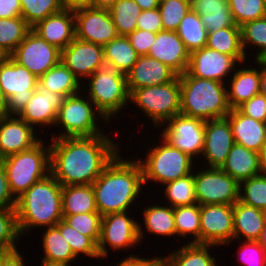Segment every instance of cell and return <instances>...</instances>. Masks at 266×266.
I'll list each match as a JSON object with an SVG mask.
<instances>
[{
  "label": "cell",
  "instance_id": "25",
  "mask_svg": "<svg viewBox=\"0 0 266 266\" xmlns=\"http://www.w3.org/2000/svg\"><path fill=\"white\" fill-rule=\"evenodd\" d=\"M226 118L232 128L234 142L259 153L266 141V123L242 114L237 108L231 109Z\"/></svg>",
  "mask_w": 266,
  "mask_h": 266
},
{
  "label": "cell",
  "instance_id": "32",
  "mask_svg": "<svg viewBox=\"0 0 266 266\" xmlns=\"http://www.w3.org/2000/svg\"><path fill=\"white\" fill-rule=\"evenodd\" d=\"M62 214L98 212L92 185L62 186Z\"/></svg>",
  "mask_w": 266,
  "mask_h": 266
},
{
  "label": "cell",
  "instance_id": "39",
  "mask_svg": "<svg viewBox=\"0 0 266 266\" xmlns=\"http://www.w3.org/2000/svg\"><path fill=\"white\" fill-rule=\"evenodd\" d=\"M109 11L118 36H128L136 30L142 9L134 0H118Z\"/></svg>",
  "mask_w": 266,
  "mask_h": 266
},
{
  "label": "cell",
  "instance_id": "48",
  "mask_svg": "<svg viewBox=\"0 0 266 266\" xmlns=\"http://www.w3.org/2000/svg\"><path fill=\"white\" fill-rule=\"evenodd\" d=\"M21 237L16 208L0 210V249L17 251Z\"/></svg>",
  "mask_w": 266,
  "mask_h": 266
},
{
  "label": "cell",
  "instance_id": "42",
  "mask_svg": "<svg viewBox=\"0 0 266 266\" xmlns=\"http://www.w3.org/2000/svg\"><path fill=\"white\" fill-rule=\"evenodd\" d=\"M31 30L23 17L0 18V45L10 55Z\"/></svg>",
  "mask_w": 266,
  "mask_h": 266
},
{
  "label": "cell",
  "instance_id": "66",
  "mask_svg": "<svg viewBox=\"0 0 266 266\" xmlns=\"http://www.w3.org/2000/svg\"><path fill=\"white\" fill-rule=\"evenodd\" d=\"M41 266H70V265L62 262H52L42 259Z\"/></svg>",
  "mask_w": 266,
  "mask_h": 266
},
{
  "label": "cell",
  "instance_id": "61",
  "mask_svg": "<svg viewBox=\"0 0 266 266\" xmlns=\"http://www.w3.org/2000/svg\"><path fill=\"white\" fill-rule=\"evenodd\" d=\"M143 10H153L158 8L159 0H134Z\"/></svg>",
  "mask_w": 266,
  "mask_h": 266
},
{
  "label": "cell",
  "instance_id": "26",
  "mask_svg": "<svg viewBox=\"0 0 266 266\" xmlns=\"http://www.w3.org/2000/svg\"><path fill=\"white\" fill-rule=\"evenodd\" d=\"M238 68L236 67L234 74L229 77L230 84L226 85V88L229 89H227V98L231 109H236L260 93V70L258 67L239 66Z\"/></svg>",
  "mask_w": 266,
  "mask_h": 266
},
{
  "label": "cell",
  "instance_id": "41",
  "mask_svg": "<svg viewBox=\"0 0 266 266\" xmlns=\"http://www.w3.org/2000/svg\"><path fill=\"white\" fill-rule=\"evenodd\" d=\"M241 28L242 47L245 55L248 54V47L260 50L255 54V60L266 59V16L244 23ZM251 46V47H250Z\"/></svg>",
  "mask_w": 266,
  "mask_h": 266
},
{
  "label": "cell",
  "instance_id": "51",
  "mask_svg": "<svg viewBox=\"0 0 266 266\" xmlns=\"http://www.w3.org/2000/svg\"><path fill=\"white\" fill-rule=\"evenodd\" d=\"M237 109L242 114L266 123V97L260 93L242 103Z\"/></svg>",
  "mask_w": 266,
  "mask_h": 266
},
{
  "label": "cell",
  "instance_id": "56",
  "mask_svg": "<svg viewBox=\"0 0 266 266\" xmlns=\"http://www.w3.org/2000/svg\"><path fill=\"white\" fill-rule=\"evenodd\" d=\"M153 258H145L140 257L139 255L133 256V266H167L165 256L154 257Z\"/></svg>",
  "mask_w": 266,
  "mask_h": 266
},
{
  "label": "cell",
  "instance_id": "38",
  "mask_svg": "<svg viewBox=\"0 0 266 266\" xmlns=\"http://www.w3.org/2000/svg\"><path fill=\"white\" fill-rule=\"evenodd\" d=\"M163 196L172 208L189 206L197 203L193 172L183 178L164 184Z\"/></svg>",
  "mask_w": 266,
  "mask_h": 266
},
{
  "label": "cell",
  "instance_id": "6",
  "mask_svg": "<svg viewBox=\"0 0 266 266\" xmlns=\"http://www.w3.org/2000/svg\"><path fill=\"white\" fill-rule=\"evenodd\" d=\"M0 162L5 168L10 191L17 199L50 174V143L41 139L31 148L5 157Z\"/></svg>",
  "mask_w": 266,
  "mask_h": 266
},
{
  "label": "cell",
  "instance_id": "16",
  "mask_svg": "<svg viewBox=\"0 0 266 266\" xmlns=\"http://www.w3.org/2000/svg\"><path fill=\"white\" fill-rule=\"evenodd\" d=\"M75 37L104 46L118 36L108 9L86 7L74 10Z\"/></svg>",
  "mask_w": 266,
  "mask_h": 266
},
{
  "label": "cell",
  "instance_id": "11",
  "mask_svg": "<svg viewBox=\"0 0 266 266\" xmlns=\"http://www.w3.org/2000/svg\"><path fill=\"white\" fill-rule=\"evenodd\" d=\"M200 169L193 171L195 196L199 205H233L239 200V183L235 179L221 168Z\"/></svg>",
  "mask_w": 266,
  "mask_h": 266
},
{
  "label": "cell",
  "instance_id": "57",
  "mask_svg": "<svg viewBox=\"0 0 266 266\" xmlns=\"http://www.w3.org/2000/svg\"><path fill=\"white\" fill-rule=\"evenodd\" d=\"M63 9L77 10L80 8L91 7V0H59Z\"/></svg>",
  "mask_w": 266,
  "mask_h": 266
},
{
  "label": "cell",
  "instance_id": "44",
  "mask_svg": "<svg viewBox=\"0 0 266 266\" xmlns=\"http://www.w3.org/2000/svg\"><path fill=\"white\" fill-rule=\"evenodd\" d=\"M56 226L77 257H79V255H86L89 258H100L97 245L88 236L76 231L63 219L60 220Z\"/></svg>",
  "mask_w": 266,
  "mask_h": 266
},
{
  "label": "cell",
  "instance_id": "49",
  "mask_svg": "<svg viewBox=\"0 0 266 266\" xmlns=\"http://www.w3.org/2000/svg\"><path fill=\"white\" fill-rule=\"evenodd\" d=\"M190 9V0L160 2L158 10L160 12L163 30L177 31L181 20Z\"/></svg>",
  "mask_w": 266,
  "mask_h": 266
},
{
  "label": "cell",
  "instance_id": "29",
  "mask_svg": "<svg viewBox=\"0 0 266 266\" xmlns=\"http://www.w3.org/2000/svg\"><path fill=\"white\" fill-rule=\"evenodd\" d=\"M190 6L192 11L200 15L207 32L240 27L233 19L228 0H190Z\"/></svg>",
  "mask_w": 266,
  "mask_h": 266
},
{
  "label": "cell",
  "instance_id": "34",
  "mask_svg": "<svg viewBox=\"0 0 266 266\" xmlns=\"http://www.w3.org/2000/svg\"><path fill=\"white\" fill-rule=\"evenodd\" d=\"M143 208V219L142 222L145 225L144 229L148 232V234H155L159 236H176V227H175V219H174V208L171 206L161 205H152Z\"/></svg>",
  "mask_w": 266,
  "mask_h": 266
},
{
  "label": "cell",
  "instance_id": "2",
  "mask_svg": "<svg viewBox=\"0 0 266 266\" xmlns=\"http://www.w3.org/2000/svg\"><path fill=\"white\" fill-rule=\"evenodd\" d=\"M119 152L91 184L98 212L104 216L129 212L136 206L144 187L143 172L137 159L122 157ZM134 204V205H133Z\"/></svg>",
  "mask_w": 266,
  "mask_h": 266
},
{
  "label": "cell",
  "instance_id": "10",
  "mask_svg": "<svg viewBox=\"0 0 266 266\" xmlns=\"http://www.w3.org/2000/svg\"><path fill=\"white\" fill-rule=\"evenodd\" d=\"M127 213L129 212H116L102 216L101 234L97 244L101 259L109 255L107 245L113 251L120 249L125 251L128 248H135L144 241L146 235L142 228L143 224L140 225L137 219Z\"/></svg>",
  "mask_w": 266,
  "mask_h": 266
},
{
  "label": "cell",
  "instance_id": "27",
  "mask_svg": "<svg viewBox=\"0 0 266 266\" xmlns=\"http://www.w3.org/2000/svg\"><path fill=\"white\" fill-rule=\"evenodd\" d=\"M266 222L264 210L239 200L233 204V240L258 241Z\"/></svg>",
  "mask_w": 266,
  "mask_h": 266
},
{
  "label": "cell",
  "instance_id": "69",
  "mask_svg": "<svg viewBox=\"0 0 266 266\" xmlns=\"http://www.w3.org/2000/svg\"><path fill=\"white\" fill-rule=\"evenodd\" d=\"M166 1H169V0H159V2H166Z\"/></svg>",
  "mask_w": 266,
  "mask_h": 266
},
{
  "label": "cell",
  "instance_id": "7",
  "mask_svg": "<svg viewBox=\"0 0 266 266\" xmlns=\"http://www.w3.org/2000/svg\"><path fill=\"white\" fill-rule=\"evenodd\" d=\"M159 138L160 144L148 148L146 158L137 159L142 168L144 184L150 181L163 186L191 174L196 166L193 164L195 160L188 154L174 147L161 134Z\"/></svg>",
  "mask_w": 266,
  "mask_h": 266
},
{
  "label": "cell",
  "instance_id": "47",
  "mask_svg": "<svg viewBox=\"0 0 266 266\" xmlns=\"http://www.w3.org/2000/svg\"><path fill=\"white\" fill-rule=\"evenodd\" d=\"M228 5L237 26L266 16L263 0H228Z\"/></svg>",
  "mask_w": 266,
  "mask_h": 266
},
{
  "label": "cell",
  "instance_id": "46",
  "mask_svg": "<svg viewBox=\"0 0 266 266\" xmlns=\"http://www.w3.org/2000/svg\"><path fill=\"white\" fill-rule=\"evenodd\" d=\"M63 220L79 233L88 236L96 245L101 234L102 215L99 212L63 215Z\"/></svg>",
  "mask_w": 266,
  "mask_h": 266
},
{
  "label": "cell",
  "instance_id": "20",
  "mask_svg": "<svg viewBox=\"0 0 266 266\" xmlns=\"http://www.w3.org/2000/svg\"><path fill=\"white\" fill-rule=\"evenodd\" d=\"M37 130L17 115L0 119V160L27 150L37 144L41 138Z\"/></svg>",
  "mask_w": 266,
  "mask_h": 266
},
{
  "label": "cell",
  "instance_id": "54",
  "mask_svg": "<svg viewBox=\"0 0 266 266\" xmlns=\"http://www.w3.org/2000/svg\"><path fill=\"white\" fill-rule=\"evenodd\" d=\"M17 199L10 191L4 166L0 162V210L16 208Z\"/></svg>",
  "mask_w": 266,
  "mask_h": 266
},
{
  "label": "cell",
  "instance_id": "67",
  "mask_svg": "<svg viewBox=\"0 0 266 266\" xmlns=\"http://www.w3.org/2000/svg\"><path fill=\"white\" fill-rule=\"evenodd\" d=\"M258 242L266 249V222H265V225L263 227V230H262V233L260 235Z\"/></svg>",
  "mask_w": 266,
  "mask_h": 266
},
{
  "label": "cell",
  "instance_id": "60",
  "mask_svg": "<svg viewBox=\"0 0 266 266\" xmlns=\"http://www.w3.org/2000/svg\"><path fill=\"white\" fill-rule=\"evenodd\" d=\"M118 0H91V7L97 9H110Z\"/></svg>",
  "mask_w": 266,
  "mask_h": 266
},
{
  "label": "cell",
  "instance_id": "45",
  "mask_svg": "<svg viewBox=\"0 0 266 266\" xmlns=\"http://www.w3.org/2000/svg\"><path fill=\"white\" fill-rule=\"evenodd\" d=\"M21 16L32 28L49 15L60 12L63 7L59 0H20Z\"/></svg>",
  "mask_w": 266,
  "mask_h": 266
},
{
  "label": "cell",
  "instance_id": "14",
  "mask_svg": "<svg viewBox=\"0 0 266 266\" xmlns=\"http://www.w3.org/2000/svg\"><path fill=\"white\" fill-rule=\"evenodd\" d=\"M204 127V120L178 114L162 126L161 135L197 163L204 146Z\"/></svg>",
  "mask_w": 266,
  "mask_h": 266
},
{
  "label": "cell",
  "instance_id": "18",
  "mask_svg": "<svg viewBox=\"0 0 266 266\" xmlns=\"http://www.w3.org/2000/svg\"><path fill=\"white\" fill-rule=\"evenodd\" d=\"M235 144L229 120L225 118L205 121L203 164L220 168Z\"/></svg>",
  "mask_w": 266,
  "mask_h": 266
},
{
  "label": "cell",
  "instance_id": "50",
  "mask_svg": "<svg viewBox=\"0 0 266 266\" xmlns=\"http://www.w3.org/2000/svg\"><path fill=\"white\" fill-rule=\"evenodd\" d=\"M237 252L244 266H266V249L258 241H242Z\"/></svg>",
  "mask_w": 266,
  "mask_h": 266
},
{
  "label": "cell",
  "instance_id": "30",
  "mask_svg": "<svg viewBox=\"0 0 266 266\" xmlns=\"http://www.w3.org/2000/svg\"><path fill=\"white\" fill-rule=\"evenodd\" d=\"M80 80L66 67L62 61L49 69L44 75L38 78V86L55 94L68 97L83 92ZM82 87V88H81ZM82 89V90H80Z\"/></svg>",
  "mask_w": 266,
  "mask_h": 266
},
{
  "label": "cell",
  "instance_id": "62",
  "mask_svg": "<svg viewBox=\"0 0 266 266\" xmlns=\"http://www.w3.org/2000/svg\"><path fill=\"white\" fill-rule=\"evenodd\" d=\"M9 116L8 99L0 88V119Z\"/></svg>",
  "mask_w": 266,
  "mask_h": 266
},
{
  "label": "cell",
  "instance_id": "68",
  "mask_svg": "<svg viewBox=\"0 0 266 266\" xmlns=\"http://www.w3.org/2000/svg\"><path fill=\"white\" fill-rule=\"evenodd\" d=\"M10 55L7 53V51L0 45V63L3 61H6Z\"/></svg>",
  "mask_w": 266,
  "mask_h": 266
},
{
  "label": "cell",
  "instance_id": "23",
  "mask_svg": "<svg viewBox=\"0 0 266 266\" xmlns=\"http://www.w3.org/2000/svg\"><path fill=\"white\" fill-rule=\"evenodd\" d=\"M178 74L159 60L139 56L131 71L127 74L129 94L140 87L163 85L173 81Z\"/></svg>",
  "mask_w": 266,
  "mask_h": 266
},
{
  "label": "cell",
  "instance_id": "64",
  "mask_svg": "<svg viewBox=\"0 0 266 266\" xmlns=\"http://www.w3.org/2000/svg\"><path fill=\"white\" fill-rule=\"evenodd\" d=\"M133 256L135 255L130 254V256H125L124 259L120 260L115 266H133Z\"/></svg>",
  "mask_w": 266,
  "mask_h": 266
},
{
  "label": "cell",
  "instance_id": "55",
  "mask_svg": "<svg viewBox=\"0 0 266 266\" xmlns=\"http://www.w3.org/2000/svg\"><path fill=\"white\" fill-rule=\"evenodd\" d=\"M20 0H0V18H14L21 16Z\"/></svg>",
  "mask_w": 266,
  "mask_h": 266
},
{
  "label": "cell",
  "instance_id": "13",
  "mask_svg": "<svg viewBox=\"0 0 266 266\" xmlns=\"http://www.w3.org/2000/svg\"><path fill=\"white\" fill-rule=\"evenodd\" d=\"M10 57L39 78L61 61V50L31 30Z\"/></svg>",
  "mask_w": 266,
  "mask_h": 266
},
{
  "label": "cell",
  "instance_id": "59",
  "mask_svg": "<svg viewBox=\"0 0 266 266\" xmlns=\"http://www.w3.org/2000/svg\"><path fill=\"white\" fill-rule=\"evenodd\" d=\"M18 250L14 251L3 263V266H26L24 256Z\"/></svg>",
  "mask_w": 266,
  "mask_h": 266
},
{
  "label": "cell",
  "instance_id": "15",
  "mask_svg": "<svg viewBox=\"0 0 266 266\" xmlns=\"http://www.w3.org/2000/svg\"><path fill=\"white\" fill-rule=\"evenodd\" d=\"M233 205H200V243L227 246L233 241Z\"/></svg>",
  "mask_w": 266,
  "mask_h": 266
},
{
  "label": "cell",
  "instance_id": "43",
  "mask_svg": "<svg viewBox=\"0 0 266 266\" xmlns=\"http://www.w3.org/2000/svg\"><path fill=\"white\" fill-rule=\"evenodd\" d=\"M239 201L266 210V174H259L239 183Z\"/></svg>",
  "mask_w": 266,
  "mask_h": 266
},
{
  "label": "cell",
  "instance_id": "28",
  "mask_svg": "<svg viewBox=\"0 0 266 266\" xmlns=\"http://www.w3.org/2000/svg\"><path fill=\"white\" fill-rule=\"evenodd\" d=\"M220 168L238 183L262 173L259 153L236 143Z\"/></svg>",
  "mask_w": 266,
  "mask_h": 266
},
{
  "label": "cell",
  "instance_id": "17",
  "mask_svg": "<svg viewBox=\"0 0 266 266\" xmlns=\"http://www.w3.org/2000/svg\"><path fill=\"white\" fill-rule=\"evenodd\" d=\"M239 63L233 56L218 52L217 50L203 47L190 52L187 73L190 76L225 82L233 74ZM237 65V66H236ZM232 72V73H231ZM226 77V78H225Z\"/></svg>",
  "mask_w": 266,
  "mask_h": 266
},
{
  "label": "cell",
  "instance_id": "19",
  "mask_svg": "<svg viewBox=\"0 0 266 266\" xmlns=\"http://www.w3.org/2000/svg\"><path fill=\"white\" fill-rule=\"evenodd\" d=\"M104 59L103 46L78 38L61 50V61L82 82L97 71ZM84 78V79H83Z\"/></svg>",
  "mask_w": 266,
  "mask_h": 266
},
{
  "label": "cell",
  "instance_id": "58",
  "mask_svg": "<svg viewBox=\"0 0 266 266\" xmlns=\"http://www.w3.org/2000/svg\"><path fill=\"white\" fill-rule=\"evenodd\" d=\"M254 62L260 70V94L266 97V59H258Z\"/></svg>",
  "mask_w": 266,
  "mask_h": 266
},
{
  "label": "cell",
  "instance_id": "22",
  "mask_svg": "<svg viewBox=\"0 0 266 266\" xmlns=\"http://www.w3.org/2000/svg\"><path fill=\"white\" fill-rule=\"evenodd\" d=\"M147 56L159 60L181 75L187 71L190 52L176 31L161 30Z\"/></svg>",
  "mask_w": 266,
  "mask_h": 266
},
{
  "label": "cell",
  "instance_id": "63",
  "mask_svg": "<svg viewBox=\"0 0 266 266\" xmlns=\"http://www.w3.org/2000/svg\"><path fill=\"white\" fill-rule=\"evenodd\" d=\"M260 166L263 174H266V141L259 152Z\"/></svg>",
  "mask_w": 266,
  "mask_h": 266
},
{
  "label": "cell",
  "instance_id": "24",
  "mask_svg": "<svg viewBox=\"0 0 266 266\" xmlns=\"http://www.w3.org/2000/svg\"><path fill=\"white\" fill-rule=\"evenodd\" d=\"M40 38L58 47L66 48L75 38V16L73 10L62 9L49 15L32 27Z\"/></svg>",
  "mask_w": 266,
  "mask_h": 266
},
{
  "label": "cell",
  "instance_id": "33",
  "mask_svg": "<svg viewBox=\"0 0 266 266\" xmlns=\"http://www.w3.org/2000/svg\"><path fill=\"white\" fill-rule=\"evenodd\" d=\"M206 47L233 56L240 64L247 62L242 47L240 27H226L208 32Z\"/></svg>",
  "mask_w": 266,
  "mask_h": 266
},
{
  "label": "cell",
  "instance_id": "21",
  "mask_svg": "<svg viewBox=\"0 0 266 266\" xmlns=\"http://www.w3.org/2000/svg\"><path fill=\"white\" fill-rule=\"evenodd\" d=\"M63 95L55 94L37 86L30 100L17 115L33 128L55 126L58 111L64 100Z\"/></svg>",
  "mask_w": 266,
  "mask_h": 266
},
{
  "label": "cell",
  "instance_id": "65",
  "mask_svg": "<svg viewBox=\"0 0 266 266\" xmlns=\"http://www.w3.org/2000/svg\"><path fill=\"white\" fill-rule=\"evenodd\" d=\"M13 250L0 249V266H3L4 261L13 253Z\"/></svg>",
  "mask_w": 266,
  "mask_h": 266
},
{
  "label": "cell",
  "instance_id": "53",
  "mask_svg": "<svg viewBox=\"0 0 266 266\" xmlns=\"http://www.w3.org/2000/svg\"><path fill=\"white\" fill-rule=\"evenodd\" d=\"M136 29L146 30L152 33H158L163 30L158 8L143 10L138 17Z\"/></svg>",
  "mask_w": 266,
  "mask_h": 266
},
{
  "label": "cell",
  "instance_id": "4",
  "mask_svg": "<svg viewBox=\"0 0 266 266\" xmlns=\"http://www.w3.org/2000/svg\"><path fill=\"white\" fill-rule=\"evenodd\" d=\"M180 76V114L204 121L225 118L231 111L225 83Z\"/></svg>",
  "mask_w": 266,
  "mask_h": 266
},
{
  "label": "cell",
  "instance_id": "1",
  "mask_svg": "<svg viewBox=\"0 0 266 266\" xmlns=\"http://www.w3.org/2000/svg\"><path fill=\"white\" fill-rule=\"evenodd\" d=\"M50 174L62 185H91L120 152L109 134L50 138Z\"/></svg>",
  "mask_w": 266,
  "mask_h": 266
},
{
  "label": "cell",
  "instance_id": "35",
  "mask_svg": "<svg viewBox=\"0 0 266 266\" xmlns=\"http://www.w3.org/2000/svg\"><path fill=\"white\" fill-rule=\"evenodd\" d=\"M42 248L43 260L52 262H62L65 264L72 265L74 260H78V257L73 253L71 246L63 238L59 228L55 226L47 227L44 229Z\"/></svg>",
  "mask_w": 266,
  "mask_h": 266
},
{
  "label": "cell",
  "instance_id": "8",
  "mask_svg": "<svg viewBox=\"0 0 266 266\" xmlns=\"http://www.w3.org/2000/svg\"><path fill=\"white\" fill-rule=\"evenodd\" d=\"M82 94H84L83 97ZM85 94V92H79L64 98L55 123V126L59 125V129L64 127V130L52 135L51 138L90 137L105 134V131H102L99 126H101L100 123L102 122L104 126L108 125L109 122L95 108L87 95L84 97Z\"/></svg>",
  "mask_w": 266,
  "mask_h": 266
},
{
  "label": "cell",
  "instance_id": "37",
  "mask_svg": "<svg viewBox=\"0 0 266 266\" xmlns=\"http://www.w3.org/2000/svg\"><path fill=\"white\" fill-rule=\"evenodd\" d=\"M103 48L104 58L120 68L125 75L131 71L139 57L127 36H117Z\"/></svg>",
  "mask_w": 266,
  "mask_h": 266
},
{
  "label": "cell",
  "instance_id": "40",
  "mask_svg": "<svg viewBox=\"0 0 266 266\" xmlns=\"http://www.w3.org/2000/svg\"><path fill=\"white\" fill-rule=\"evenodd\" d=\"M174 219L176 236L185 238L192 235L190 243H200V205L198 203L175 207Z\"/></svg>",
  "mask_w": 266,
  "mask_h": 266
},
{
  "label": "cell",
  "instance_id": "5",
  "mask_svg": "<svg viewBox=\"0 0 266 266\" xmlns=\"http://www.w3.org/2000/svg\"><path fill=\"white\" fill-rule=\"evenodd\" d=\"M86 80H89L85 90L87 97L109 123L129 105L127 75L110 60L104 58L97 71Z\"/></svg>",
  "mask_w": 266,
  "mask_h": 266
},
{
  "label": "cell",
  "instance_id": "9",
  "mask_svg": "<svg viewBox=\"0 0 266 266\" xmlns=\"http://www.w3.org/2000/svg\"><path fill=\"white\" fill-rule=\"evenodd\" d=\"M130 103L138 106L160 130L168 120L180 114V76L163 85L135 89L130 94Z\"/></svg>",
  "mask_w": 266,
  "mask_h": 266
},
{
  "label": "cell",
  "instance_id": "31",
  "mask_svg": "<svg viewBox=\"0 0 266 266\" xmlns=\"http://www.w3.org/2000/svg\"><path fill=\"white\" fill-rule=\"evenodd\" d=\"M212 247L217 246L187 241V244L165 256L167 266H217V260L209 251Z\"/></svg>",
  "mask_w": 266,
  "mask_h": 266
},
{
  "label": "cell",
  "instance_id": "12",
  "mask_svg": "<svg viewBox=\"0 0 266 266\" xmlns=\"http://www.w3.org/2000/svg\"><path fill=\"white\" fill-rule=\"evenodd\" d=\"M38 86V77L11 57L0 63V88L8 99L9 115H18Z\"/></svg>",
  "mask_w": 266,
  "mask_h": 266
},
{
  "label": "cell",
  "instance_id": "52",
  "mask_svg": "<svg viewBox=\"0 0 266 266\" xmlns=\"http://www.w3.org/2000/svg\"><path fill=\"white\" fill-rule=\"evenodd\" d=\"M157 33L136 29L127 37L139 56L148 55Z\"/></svg>",
  "mask_w": 266,
  "mask_h": 266
},
{
  "label": "cell",
  "instance_id": "3",
  "mask_svg": "<svg viewBox=\"0 0 266 266\" xmlns=\"http://www.w3.org/2000/svg\"><path fill=\"white\" fill-rule=\"evenodd\" d=\"M61 199L62 185L51 174L20 195L16 214L22 238L34 227L47 228L62 220Z\"/></svg>",
  "mask_w": 266,
  "mask_h": 266
},
{
  "label": "cell",
  "instance_id": "36",
  "mask_svg": "<svg viewBox=\"0 0 266 266\" xmlns=\"http://www.w3.org/2000/svg\"><path fill=\"white\" fill-rule=\"evenodd\" d=\"M176 32L189 52L201 49L207 44L208 32L201 22L200 15L191 9L181 20Z\"/></svg>",
  "mask_w": 266,
  "mask_h": 266
}]
</instances>
